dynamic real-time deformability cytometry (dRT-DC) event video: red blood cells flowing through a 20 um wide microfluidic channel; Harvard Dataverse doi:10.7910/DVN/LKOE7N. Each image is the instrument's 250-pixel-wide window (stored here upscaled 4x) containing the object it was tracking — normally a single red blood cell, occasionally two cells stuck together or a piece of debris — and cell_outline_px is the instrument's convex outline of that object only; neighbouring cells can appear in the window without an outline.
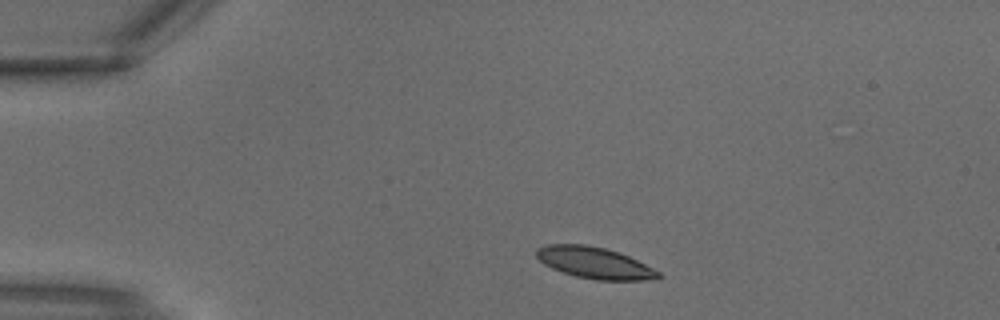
{"species": "common noctule bat (a hibernating species)", "species_latin": "Nyctalus noctula", "temperature_condition": "warm", "stored_images_in_passage": 2, "camera_frame_rate_fps": 3000, "um_per_image_px": 0.085, "animal": {"sex": "male", "body_mass_g": 18.8}, "frame": {"image": 1, "passage_image": 1, "time_ms": 0.0, "image_size_px": [1000, 320], "cell_outline_px": [[664, 276], [656, 280], [596, 280], [576, 276], [552, 268], [544, 264], [536, 256], [536, 248], [548, 244], [584, 244], [604, 248], [628, 256], [660, 272]], "centroid_in_image_um": [50.55, 22.35], "position_along_channel_um": 34.5, "area_um2": 22.2}}